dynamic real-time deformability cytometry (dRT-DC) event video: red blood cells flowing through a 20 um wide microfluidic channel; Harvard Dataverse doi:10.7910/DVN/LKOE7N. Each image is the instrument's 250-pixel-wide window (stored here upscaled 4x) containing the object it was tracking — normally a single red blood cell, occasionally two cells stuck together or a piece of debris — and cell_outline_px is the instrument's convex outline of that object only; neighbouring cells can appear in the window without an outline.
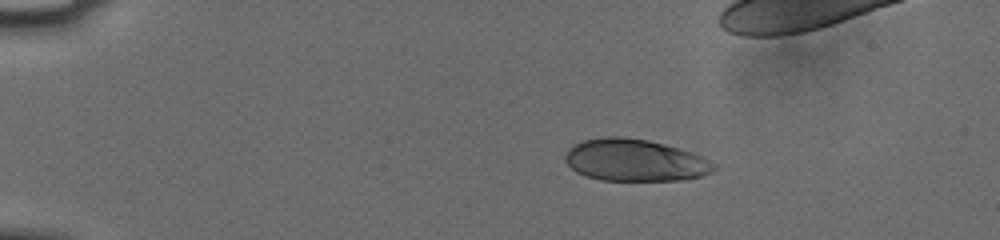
{"species": "human", "species_latin": "Homo sapiens", "temperature_condition": "cold", "stored_images_in_passage": 41, "camera_frame_rate_fps": 3000, "um_per_image_px": 0.085, "donor": {"sex": "male"}, "frame": {"image": 1, "passage_image": 1, "time_ms": 0.0, "image_size_px": [1000, 240], "cell_outline_px": [[716, 168], [712, 172], [700, 176], [680, 180], [600, 180], [576, 172], [564, 160], [564, 156], [568, 148], [584, 140], [608, 136], [620, 136], [648, 140], [664, 144], [700, 156], [716, 164]], "centroid_in_image_um": [53.93, 13.62], "position_along_channel_um": 31.1, "area_um2": 36.07}}
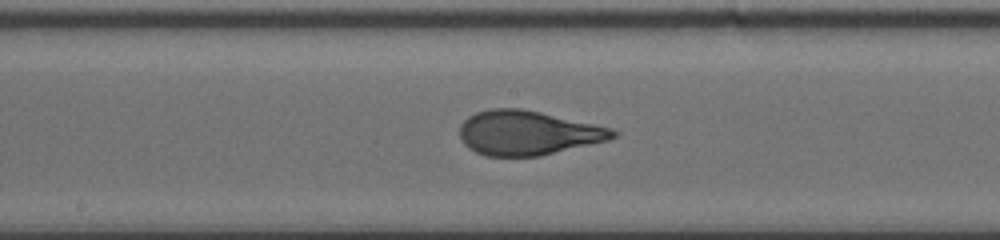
{"frame": {"image": 2, "passage_image": 21, "time_ms": 6.667, "image_size_px": [1000, 240], "cell_outline_px": [[620, 132], [616, 136], [608, 140], [540, 156], [484, 156], [468, 148], [464, 144], [460, 136], [460, 124], [468, 116], [476, 112], [492, 108], [520, 108], [540, 112], [612, 128]], "centroid_in_image_um": [44.84, 11.29], "position_along_channel_um": 203.4, "area_um2": 39.59}}
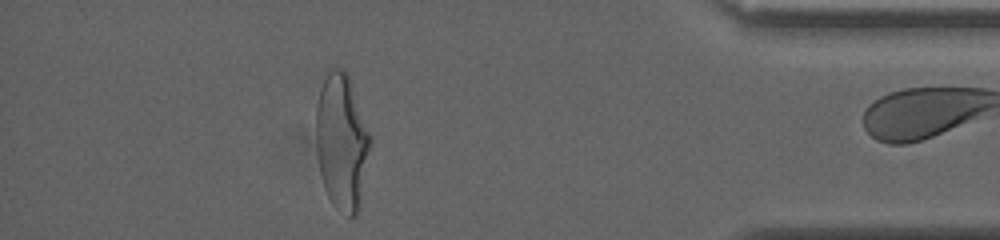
{"frame": {"image": 3, "passage_image": 40, "time_ms": 13.0, "image_size_px": [1000, 240], "cell_outline_px": [[372, 140], [356, 216], [348, 216], [336, 208], [332, 204], [324, 188], [320, 172], [316, 144], [316, 108], [320, 88], [328, 68], [344, 68], [348, 76], [372, 136]], "centroid_in_image_um": [29.04, 12.01], "position_along_channel_um": 406.2, "area_um2": 42.83}}